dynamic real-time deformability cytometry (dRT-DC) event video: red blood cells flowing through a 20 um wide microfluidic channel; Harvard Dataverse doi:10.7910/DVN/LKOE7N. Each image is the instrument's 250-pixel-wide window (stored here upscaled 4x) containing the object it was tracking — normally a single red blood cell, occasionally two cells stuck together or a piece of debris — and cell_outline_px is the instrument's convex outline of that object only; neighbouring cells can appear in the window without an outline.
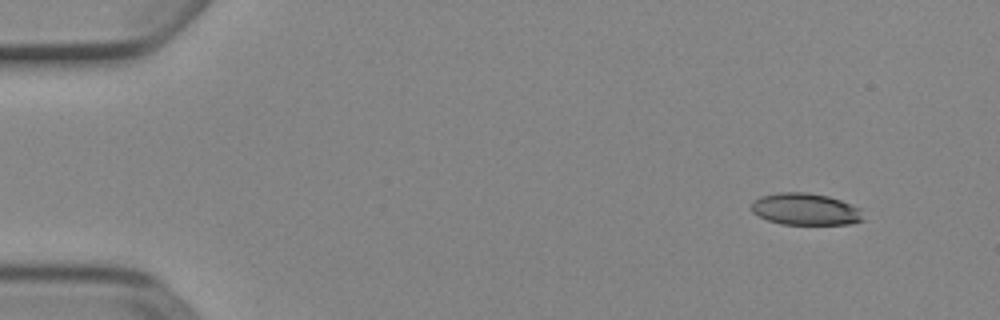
{"species": "Egyptian fruit bat (a non-hibernating species)", "species_latin": "Rousettus aegyptiacus", "temperature_condition": "cold", "stored_images_in_passage": 6, "segment_of_instrument_passage": [2, 2], "camera_frame_rate_fps": 3000, "um_per_image_px": 0.085, "animal": {"sex": "female"}, "frame": {"image": 1, "passage_image": 6, "time_ms": 1.667, "image_size_px": [1000, 320], "cell_outline_px": [[864, 220], [852, 224], [780, 224], [768, 220], [752, 212], [752, 204], [760, 196], [780, 192], [808, 192], [828, 196], [840, 200], [860, 208]], "centroid_in_image_um": [68.48, 17.78], "position_along_channel_um": 16.5, "area_um2": 20.69}}